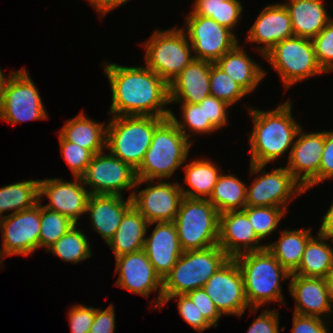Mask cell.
Listing matches in <instances>:
<instances>
[{
  "label": "cell",
  "mask_w": 333,
  "mask_h": 333,
  "mask_svg": "<svg viewBox=\"0 0 333 333\" xmlns=\"http://www.w3.org/2000/svg\"><path fill=\"white\" fill-rule=\"evenodd\" d=\"M173 222L183 252L218 245L219 212L207 199L183 197Z\"/></svg>",
  "instance_id": "obj_6"
},
{
  "label": "cell",
  "mask_w": 333,
  "mask_h": 333,
  "mask_svg": "<svg viewBox=\"0 0 333 333\" xmlns=\"http://www.w3.org/2000/svg\"><path fill=\"white\" fill-rule=\"evenodd\" d=\"M326 323L322 318L294 313L292 333H329Z\"/></svg>",
  "instance_id": "obj_47"
},
{
  "label": "cell",
  "mask_w": 333,
  "mask_h": 333,
  "mask_svg": "<svg viewBox=\"0 0 333 333\" xmlns=\"http://www.w3.org/2000/svg\"><path fill=\"white\" fill-rule=\"evenodd\" d=\"M87 1V0H86ZM89 3L95 8L99 16L103 18L108 12L124 5L129 0H88ZM104 15V16H103Z\"/></svg>",
  "instance_id": "obj_51"
},
{
  "label": "cell",
  "mask_w": 333,
  "mask_h": 333,
  "mask_svg": "<svg viewBox=\"0 0 333 333\" xmlns=\"http://www.w3.org/2000/svg\"><path fill=\"white\" fill-rule=\"evenodd\" d=\"M324 0H289L283 3L292 24L294 36L313 39L332 20Z\"/></svg>",
  "instance_id": "obj_26"
},
{
  "label": "cell",
  "mask_w": 333,
  "mask_h": 333,
  "mask_svg": "<svg viewBox=\"0 0 333 333\" xmlns=\"http://www.w3.org/2000/svg\"><path fill=\"white\" fill-rule=\"evenodd\" d=\"M203 288L221 315L241 317L250 308L245 296L243 276L234 258H229Z\"/></svg>",
  "instance_id": "obj_15"
},
{
  "label": "cell",
  "mask_w": 333,
  "mask_h": 333,
  "mask_svg": "<svg viewBox=\"0 0 333 333\" xmlns=\"http://www.w3.org/2000/svg\"><path fill=\"white\" fill-rule=\"evenodd\" d=\"M156 224L150 237L145 238L144 251L155 272L163 280L172 270L178 258L182 255L177 230L174 222H154Z\"/></svg>",
  "instance_id": "obj_23"
},
{
  "label": "cell",
  "mask_w": 333,
  "mask_h": 333,
  "mask_svg": "<svg viewBox=\"0 0 333 333\" xmlns=\"http://www.w3.org/2000/svg\"><path fill=\"white\" fill-rule=\"evenodd\" d=\"M229 258L219 245L183 252L162 280L163 296L186 295L190 291L203 288L207 280Z\"/></svg>",
  "instance_id": "obj_7"
},
{
  "label": "cell",
  "mask_w": 333,
  "mask_h": 333,
  "mask_svg": "<svg viewBox=\"0 0 333 333\" xmlns=\"http://www.w3.org/2000/svg\"><path fill=\"white\" fill-rule=\"evenodd\" d=\"M115 258V273H119L115 285L147 298L151 292L158 291L153 309H160L163 304V281L144 249Z\"/></svg>",
  "instance_id": "obj_17"
},
{
  "label": "cell",
  "mask_w": 333,
  "mask_h": 333,
  "mask_svg": "<svg viewBox=\"0 0 333 333\" xmlns=\"http://www.w3.org/2000/svg\"><path fill=\"white\" fill-rule=\"evenodd\" d=\"M148 39L143 43L145 65L168 85L195 59L183 28L156 29Z\"/></svg>",
  "instance_id": "obj_8"
},
{
  "label": "cell",
  "mask_w": 333,
  "mask_h": 333,
  "mask_svg": "<svg viewBox=\"0 0 333 333\" xmlns=\"http://www.w3.org/2000/svg\"><path fill=\"white\" fill-rule=\"evenodd\" d=\"M0 97V119L13 125L47 119L39 90L25 68L9 73Z\"/></svg>",
  "instance_id": "obj_10"
},
{
  "label": "cell",
  "mask_w": 333,
  "mask_h": 333,
  "mask_svg": "<svg viewBox=\"0 0 333 333\" xmlns=\"http://www.w3.org/2000/svg\"><path fill=\"white\" fill-rule=\"evenodd\" d=\"M8 79H9V77L6 78V76L4 75V73L2 72L1 67H0V97H1L2 90L4 89Z\"/></svg>",
  "instance_id": "obj_54"
},
{
  "label": "cell",
  "mask_w": 333,
  "mask_h": 333,
  "mask_svg": "<svg viewBox=\"0 0 333 333\" xmlns=\"http://www.w3.org/2000/svg\"><path fill=\"white\" fill-rule=\"evenodd\" d=\"M325 279H326V282H327V287H328V290H329L331 300L333 302V268L329 271V273L327 274Z\"/></svg>",
  "instance_id": "obj_53"
},
{
  "label": "cell",
  "mask_w": 333,
  "mask_h": 333,
  "mask_svg": "<svg viewBox=\"0 0 333 333\" xmlns=\"http://www.w3.org/2000/svg\"><path fill=\"white\" fill-rule=\"evenodd\" d=\"M326 240L329 238L317 233L308 241L301 263L293 274L315 278L327 276L333 268V248Z\"/></svg>",
  "instance_id": "obj_32"
},
{
  "label": "cell",
  "mask_w": 333,
  "mask_h": 333,
  "mask_svg": "<svg viewBox=\"0 0 333 333\" xmlns=\"http://www.w3.org/2000/svg\"><path fill=\"white\" fill-rule=\"evenodd\" d=\"M115 310L110 304L105 310L95 308V317L89 333H114L115 326Z\"/></svg>",
  "instance_id": "obj_49"
},
{
  "label": "cell",
  "mask_w": 333,
  "mask_h": 333,
  "mask_svg": "<svg viewBox=\"0 0 333 333\" xmlns=\"http://www.w3.org/2000/svg\"><path fill=\"white\" fill-rule=\"evenodd\" d=\"M333 178V130L325 131V145L319 165V184Z\"/></svg>",
  "instance_id": "obj_50"
},
{
  "label": "cell",
  "mask_w": 333,
  "mask_h": 333,
  "mask_svg": "<svg viewBox=\"0 0 333 333\" xmlns=\"http://www.w3.org/2000/svg\"><path fill=\"white\" fill-rule=\"evenodd\" d=\"M290 280L289 293L296 302L294 313L326 320L333 312L326 279L291 274Z\"/></svg>",
  "instance_id": "obj_22"
},
{
  "label": "cell",
  "mask_w": 333,
  "mask_h": 333,
  "mask_svg": "<svg viewBox=\"0 0 333 333\" xmlns=\"http://www.w3.org/2000/svg\"><path fill=\"white\" fill-rule=\"evenodd\" d=\"M0 250H1V248H0ZM3 258H5V257H3V254H2L1 251H0V266H1V262H3V261H2Z\"/></svg>",
  "instance_id": "obj_55"
},
{
  "label": "cell",
  "mask_w": 333,
  "mask_h": 333,
  "mask_svg": "<svg viewBox=\"0 0 333 333\" xmlns=\"http://www.w3.org/2000/svg\"><path fill=\"white\" fill-rule=\"evenodd\" d=\"M279 312L266 309L253 321L247 333H280Z\"/></svg>",
  "instance_id": "obj_48"
},
{
  "label": "cell",
  "mask_w": 333,
  "mask_h": 333,
  "mask_svg": "<svg viewBox=\"0 0 333 333\" xmlns=\"http://www.w3.org/2000/svg\"><path fill=\"white\" fill-rule=\"evenodd\" d=\"M194 58L215 63L238 44L237 35L210 17L188 15L185 22Z\"/></svg>",
  "instance_id": "obj_14"
},
{
  "label": "cell",
  "mask_w": 333,
  "mask_h": 333,
  "mask_svg": "<svg viewBox=\"0 0 333 333\" xmlns=\"http://www.w3.org/2000/svg\"><path fill=\"white\" fill-rule=\"evenodd\" d=\"M148 221L132 206L122 218L113 238L107 243L115 257L144 249Z\"/></svg>",
  "instance_id": "obj_28"
},
{
  "label": "cell",
  "mask_w": 333,
  "mask_h": 333,
  "mask_svg": "<svg viewBox=\"0 0 333 333\" xmlns=\"http://www.w3.org/2000/svg\"><path fill=\"white\" fill-rule=\"evenodd\" d=\"M247 184L233 174H222L216 182L208 201L219 214L243 210L246 207Z\"/></svg>",
  "instance_id": "obj_33"
},
{
  "label": "cell",
  "mask_w": 333,
  "mask_h": 333,
  "mask_svg": "<svg viewBox=\"0 0 333 333\" xmlns=\"http://www.w3.org/2000/svg\"><path fill=\"white\" fill-rule=\"evenodd\" d=\"M132 199L119 195L90 194L86 214L93 229L108 243L115 235L123 215L132 207Z\"/></svg>",
  "instance_id": "obj_24"
},
{
  "label": "cell",
  "mask_w": 333,
  "mask_h": 333,
  "mask_svg": "<svg viewBox=\"0 0 333 333\" xmlns=\"http://www.w3.org/2000/svg\"><path fill=\"white\" fill-rule=\"evenodd\" d=\"M71 333H89L95 317V308L72 305L68 311Z\"/></svg>",
  "instance_id": "obj_45"
},
{
  "label": "cell",
  "mask_w": 333,
  "mask_h": 333,
  "mask_svg": "<svg viewBox=\"0 0 333 333\" xmlns=\"http://www.w3.org/2000/svg\"><path fill=\"white\" fill-rule=\"evenodd\" d=\"M106 128L104 123L89 119L82 111L74 118L67 120L59 134L66 141L97 154L106 149Z\"/></svg>",
  "instance_id": "obj_29"
},
{
  "label": "cell",
  "mask_w": 333,
  "mask_h": 333,
  "mask_svg": "<svg viewBox=\"0 0 333 333\" xmlns=\"http://www.w3.org/2000/svg\"><path fill=\"white\" fill-rule=\"evenodd\" d=\"M185 182L189 189L181 186L183 197L192 199H209L213 188L221 175L218 165L210 159H193L184 165Z\"/></svg>",
  "instance_id": "obj_30"
},
{
  "label": "cell",
  "mask_w": 333,
  "mask_h": 333,
  "mask_svg": "<svg viewBox=\"0 0 333 333\" xmlns=\"http://www.w3.org/2000/svg\"><path fill=\"white\" fill-rule=\"evenodd\" d=\"M191 146V140L184 136L172 119L165 118L154 129L150 147L135 170L137 180L170 178L186 162Z\"/></svg>",
  "instance_id": "obj_4"
},
{
  "label": "cell",
  "mask_w": 333,
  "mask_h": 333,
  "mask_svg": "<svg viewBox=\"0 0 333 333\" xmlns=\"http://www.w3.org/2000/svg\"><path fill=\"white\" fill-rule=\"evenodd\" d=\"M73 181H63L62 178L39 180V200L47 196L49 203L42 205L48 210L67 216L75 224L82 214L86 213V204L90 193L84 187L81 177Z\"/></svg>",
  "instance_id": "obj_19"
},
{
  "label": "cell",
  "mask_w": 333,
  "mask_h": 333,
  "mask_svg": "<svg viewBox=\"0 0 333 333\" xmlns=\"http://www.w3.org/2000/svg\"><path fill=\"white\" fill-rule=\"evenodd\" d=\"M244 281L245 296L251 313L268 302L285 304L281 279L288 280L290 273L267 250L246 252L234 258Z\"/></svg>",
  "instance_id": "obj_3"
},
{
  "label": "cell",
  "mask_w": 333,
  "mask_h": 333,
  "mask_svg": "<svg viewBox=\"0 0 333 333\" xmlns=\"http://www.w3.org/2000/svg\"><path fill=\"white\" fill-rule=\"evenodd\" d=\"M265 166L250 163L251 175H261L255 177L250 186L247 185L246 206L281 207L288 211L287 204L299 194L305 193V189L286 167L267 172L263 169Z\"/></svg>",
  "instance_id": "obj_11"
},
{
  "label": "cell",
  "mask_w": 333,
  "mask_h": 333,
  "mask_svg": "<svg viewBox=\"0 0 333 333\" xmlns=\"http://www.w3.org/2000/svg\"><path fill=\"white\" fill-rule=\"evenodd\" d=\"M243 211L247 214L254 232L260 240L271 235L284 214L288 212L284 208L271 206H246Z\"/></svg>",
  "instance_id": "obj_39"
},
{
  "label": "cell",
  "mask_w": 333,
  "mask_h": 333,
  "mask_svg": "<svg viewBox=\"0 0 333 333\" xmlns=\"http://www.w3.org/2000/svg\"><path fill=\"white\" fill-rule=\"evenodd\" d=\"M77 224L70 228L58 241L46 250L55 257L77 264L79 261L89 259L92 255L87 236L77 229Z\"/></svg>",
  "instance_id": "obj_36"
},
{
  "label": "cell",
  "mask_w": 333,
  "mask_h": 333,
  "mask_svg": "<svg viewBox=\"0 0 333 333\" xmlns=\"http://www.w3.org/2000/svg\"><path fill=\"white\" fill-rule=\"evenodd\" d=\"M40 202L34 207L0 218L4 257L30 256L39 248Z\"/></svg>",
  "instance_id": "obj_16"
},
{
  "label": "cell",
  "mask_w": 333,
  "mask_h": 333,
  "mask_svg": "<svg viewBox=\"0 0 333 333\" xmlns=\"http://www.w3.org/2000/svg\"><path fill=\"white\" fill-rule=\"evenodd\" d=\"M106 150L136 170L150 147L154 129L165 119L153 116H111Z\"/></svg>",
  "instance_id": "obj_5"
},
{
  "label": "cell",
  "mask_w": 333,
  "mask_h": 333,
  "mask_svg": "<svg viewBox=\"0 0 333 333\" xmlns=\"http://www.w3.org/2000/svg\"><path fill=\"white\" fill-rule=\"evenodd\" d=\"M260 242L243 210L219 214L218 245L230 258L265 249L266 244L262 245Z\"/></svg>",
  "instance_id": "obj_20"
},
{
  "label": "cell",
  "mask_w": 333,
  "mask_h": 333,
  "mask_svg": "<svg viewBox=\"0 0 333 333\" xmlns=\"http://www.w3.org/2000/svg\"><path fill=\"white\" fill-rule=\"evenodd\" d=\"M104 73L109 80L112 116H153L168 118L170 105L169 85L147 66L128 67L104 63Z\"/></svg>",
  "instance_id": "obj_1"
},
{
  "label": "cell",
  "mask_w": 333,
  "mask_h": 333,
  "mask_svg": "<svg viewBox=\"0 0 333 333\" xmlns=\"http://www.w3.org/2000/svg\"><path fill=\"white\" fill-rule=\"evenodd\" d=\"M312 237L311 229L283 230L280 238L276 242L266 244V248L290 274H293L298 269L305 247Z\"/></svg>",
  "instance_id": "obj_31"
},
{
  "label": "cell",
  "mask_w": 333,
  "mask_h": 333,
  "mask_svg": "<svg viewBox=\"0 0 333 333\" xmlns=\"http://www.w3.org/2000/svg\"><path fill=\"white\" fill-rule=\"evenodd\" d=\"M137 180L135 189L146 183L139 192L134 189L130 197L132 205L145 217L148 223L172 222L179 210L183 194L180 183L164 180Z\"/></svg>",
  "instance_id": "obj_13"
},
{
  "label": "cell",
  "mask_w": 333,
  "mask_h": 333,
  "mask_svg": "<svg viewBox=\"0 0 333 333\" xmlns=\"http://www.w3.org/2000/svg\"><path fill=\"white\" fill-rule=\"evenodd\" d=\"M58 138L62 157L71 169L73 177H81L85 173L94 154L88 149L66 141L60 134H58Z\"/></svg>",
  "instance_id": "obj_41"
},
{
  "label": "cell",
  "mask_w": 333,
  "mask_h": 333,
  "mask_svg": "<svg viewBox=\"0 0 333 333\" xmlns=\"http://www.w3.org/2000/svg\"><path fill=\"white\" fill-rule=\"evenodd\" d=\"M237 44L215 64L239 84L248 94L253 92L266 72Z\"/></svg>",
  "instance_id": "obj_27"
},
{
  "label": "cell",
  "mask_w": 333,
  "mask_h": 333,
  "mask_svg": "<svg viewBox=\"0 0 333 333\" xmlns=\"http://www.w3.org/2000/svg\"><path fill=\"white\" fill-rule=\"evenodd\" d=\"M272 64L286 89L317 74L325 73L319 66L312 39L293 36L276 44L264 59Z\"/></svg>",
  "instance_id": "obj_9"
},
{
  "label": "cell",
  "mask_w": 333,
  "mask_h": 333,
  "mask_svg": "<svg viewBox=\"0 0 333 333\" xmlns=\"http://www.w3.org/2000/svg\"><path fill=\"white\" fill-rule=\"evenodd\" d=\"M213 62L194 59L169 84L171 103L199 104L210 96V71Z\"/></svg>",
  "instance_id": "obj_25"
},
{
  "label": "cell",
  "mask_w": 333,
  "mask_h": 333,
  "mask_svg": "<svg viewBox=\"0 0 333 333\" xmlns=\"http://www.w3.org/2000/svg\"><path fill=\"white\" fill-rule=\"evenodd\" d=\"M293 36L291 18L286 7L283 3H275L265 6L245 39L249 43H261L256 50L264 57L276 44Z\"/></svg>",
  "instance_id": "obj_21"
},
{
  "label": "cell",
  "mask_w": 333,
  "mask_h": 333,
  "mask_svg": "<svg viewBox=\"0 0 333 333\" xmlns=\"http://www.w3.org/2000/svg\"><path fill=\"white\" fill-rule=\"evenodd\" d=\"M186 295L192 300L199 312H201L213 326H218V320L222 315L219 313L214 302L207 295L204 288L195 289Z\"/></svg>",
  "instance_id": "obj_46"
},
{
  "label": "cell",
  "mask_w": 333,
  "mask_h": 333,
  "mask_svg": "<svg viewBox=\"0 0 333 333\" xmlns=\"http://www.w3.org/2000/svg\"><path fill=\"white\" fill-rule=\"evenodd\" d=\"M192 12L188 15L210 17L232 31L242 17L240 0H194Z\"/></svg>",
  "instance_id": "obj_35"
},
{
  "label": "cell",
  "mask_w": 333,
  "mask_h": 333,
  "mask_svg": "<svg viewBox=\"0 0 333 333\" xmlns=\"http://www.w3.org/2000/svg\"><path fill=\"white\" fill-rule=\"evenodd\" d=\"M40 202V236H39V249L45 247L46 250L50 248L56 241H58L75 223L67 216L58 212L48 210L43 207Z\"/></svg>",
  "instance_id": "obj_38"
},
{
  "label": "cell",
  "mask_w": 333,
  "mask_h": 333,
  "mask_svg": "<svg viewBox=\"0 0 333 333\" xmlns=\"http://www.w3.org/2000/svg\"><path fill=\"white\" fill-rule=\"evenodd\" d=\"M318 233L328 237L333 242V201L332 204L327 211V213L323 216L321 226L319 227Z\"/></svg>",
  "instance_id": "obj_52"
},
{
  "label": "cell",
  "mask_w": 333,
  "mask_h": 333,
  "mask_svg": "<svg viewBox=\"0 0 333 333\" xmlns=\"http://www.w3.org/2000/svg\"><path fill=\"white\" fill-rule=\"evenodd\" d=\"M325 145V131L304 133L301 128L288 152L286 168L305 192L319 184V165Z\"/></svg>",
  "instance_id": "obj_18"
},
{
  "label": "cell",
  "mask_w": 333,
  "mask_h": 333,
  "mask_svg": "<svg viewBox=\"0 0 333 333\" xmlns=\"http://www.w3.org/2000/svg\"><path fill=\"white\" fill-rule=\"evenodd\" d=\"M39 203V180H26L8 184L0 188V218L3 212L12 211V215L34 207Z\"/></svg>",
  "instance_id": "obj_34"
},
{
  "label": "cell",
  "mask_w": 333,
  "mask_h": 333,
  "mask_svg": "<svg viewBox=\"0 0 333 333\" xmlns=\"http://www.w3.org/2000/svg\"><path fill=\"white\" fill-rule=\"evenodd\" d=\"M177 298V308L181 317L188 323L195 331L202 332L209 329L213 325L204 317V315L199 312L195 304L187 295H172L163 296V305L168 301Z\"/></svg>",
  "instance_id": "obj_42"
},
{
  "label": "cell",
  "mask_w": 333,
  "mask_h": 333,
  "mask_svg": "<svg viewBox=\"0 0 333 333\" xmlns=\"http://www.w3.org/2000/svg\"><path fill=\"white\" fill-rule=\"evenodd\" d=\"M291 103L288 99L271 111L247 108L254 124L249 136L250 163L267 165L287 153L289 148L291 151L302 128L294 120Z\"/></svg>",
  "instance_id": "obj_2"
},
{
  "label": "cell",
  "mask_w": 333,
  "mask_h": 333,
  "mask_svg": "<svg viewBox=\"0 0 333 333\" xmlns=\"http://www.w3.org/2000/svg\"><path fill=\"white\" fill-rule=\"evenodd\" d=\"M210 94L231 106L240 101L244 96H247L248 93L221 68L212 63L210 71Z\"/></svg>",
  "instance_id": "obj_40"
},
{
  "label": "cell",
  "mask_w": 333,
  "mask_h": 333,
  "mask_svg": "<svg viewBox=\"0 0 333 333\" xmlns=\"http://www.w3.org/2000/svg\"><path fill=\"white\" fill-rule=\"evenodd\" d=\"M180 105L181 120L175 117L173 111L169 117L187 139L191 138L190 134H210L217 131L209 121H205L204 104L180 103Z\"/></svg>",
  "instance_id": "obj_37"
},
{
  "label": "cell",
  "mask_w": 333,
  "mask_h": 333,
  "mask_svg": "<svg viewBox=\"0 0 333 333\" xmlns=\"http://www.w3.org/2000/svg\"><path fill=\"white\" fill-rule=\"evenodd\" d=\"M94 154L85 173L81 176L83 184L90 186V194L123 196L122 191L135 189L137 181L135 170L110 152Z\"/></svg>",
  "instance_id": "obj_12"
},
{
  "label": "cell",
  "mask_w": 333,
  "mask_h": 333,
  "mask_svg": "<svg viewBox=\"0 0 333 333\" xmlns=\"http://www.w3.org/2000/svg\"><path fill=\"white\" fill-rule=\"evenodd\" d=\"M312 42L319 66L324 72L333 71V18Z\"/></svg>",
  "instance_id": "obj_43"
},
{
  "label": "cell",
  "mask_w": 333,
  "mask_h": 333,
  "mask_svg": "<svg viewBox=\"0 0 333 333\" xmlns=\"http://www.w3.org/2000/svg\"><path fill=\"white\" fill-rule=\"evenodd\" d=\"M199 104H204L205 121H209L217 130L227 125V109L231 107L228 103L210 95Z\"/></svg>",
  "instance_id": "obj_44"
}]
</instances>
